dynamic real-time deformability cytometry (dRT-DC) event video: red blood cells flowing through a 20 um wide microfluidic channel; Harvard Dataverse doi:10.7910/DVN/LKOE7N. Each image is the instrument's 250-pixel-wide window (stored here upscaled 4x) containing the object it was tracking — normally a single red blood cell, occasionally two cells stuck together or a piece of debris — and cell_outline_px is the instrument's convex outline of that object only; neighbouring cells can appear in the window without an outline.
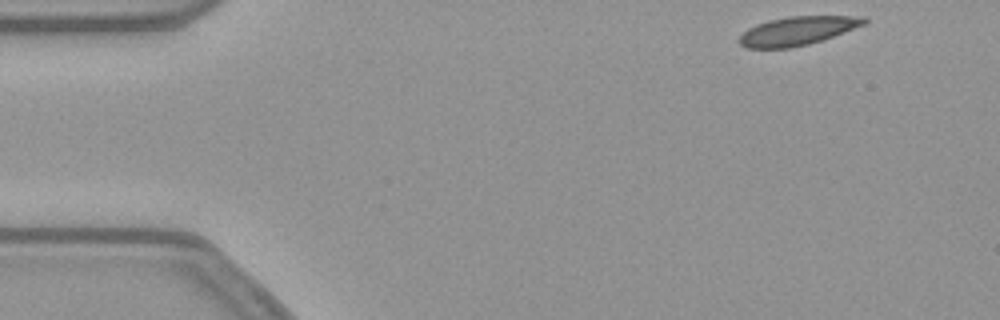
{"species": "common noctule bat (a hibernating species)", "species_latin": "Nyctalus noctula", "temperature_condition": "warm", "stored_images_in_passage": 50, "camera_frame_rate_fps": 3000, "um_per_image_px": 0.085, "animal": {"sex": "female", "body_mass_g": 21.9}, "frame": {"image": 1, "passage_image": 1, "time_ms": 0.0, "image_size_px": [1000, 320], "cell_outline_px": [[868, 20], [864, 24], [844, 32], [808, 44], [792, 48], [744, 48], [736, 40], [748, 28], [756, 24], [768, 20], [788, 16], [868, 16]], "centroid_in_image_um": [67.74, 2.62], "position_along_channel_um": 17.3, "area_um2": 20.87}}
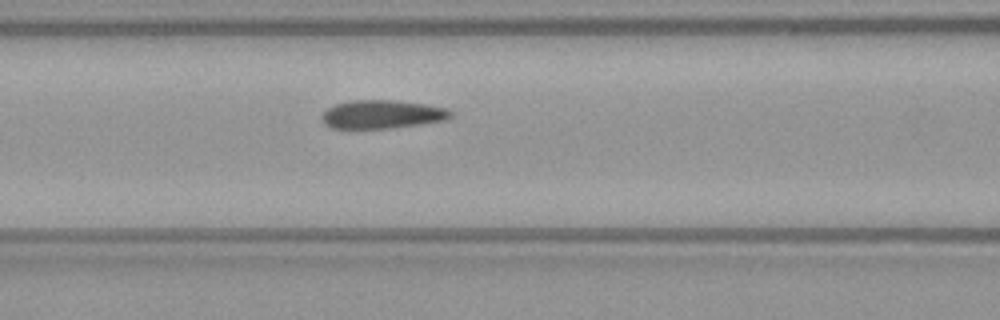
{"frame": {"image": 2, "passage_image": 18, "time_ms": 5.667, "image_size_px": [1000, 320], "cell_outline_px": [[452, 116], [444, 120], [420, 124], [392, 128], [332, 128], [324, 124], [320, 120], [320, 116], [328, 108], [336, 104], [352, 100], [392, 100], [424, 104], [448, 108], [452, 112]], "centroid_in_image_um": [32.45, 9.72], "position_along_channel_um": 134.1, "area_um2": 21.33}}
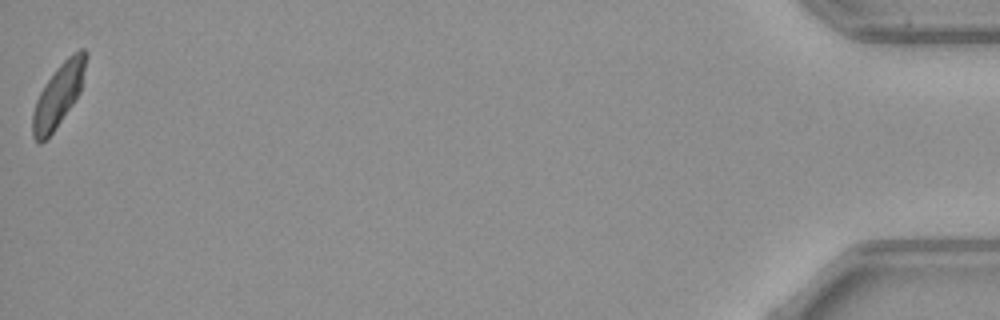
{"frame": {"image": 3, "passage_image": 50, "time_ms": 16.333, "image_size_px": [1000, 320], "cell_outline_px": [[88, 56], [80, 92], [72, 104], [52, 132], [40, 144], [32, 136], [32, 112], [36, 100], [44, 84], [56, 68], [72, 52], [80, 48], [84, 48], [88, 52]], "centroid_in_image_um": [4.97, 8.02], "position_along_channel_um": 430.2, "area_um2": 19.42}, "authors_computed_cell_mechanics": {"area_um2": 21.5883, "velocity_mm_per_s": 3.7762, "shape_relaxation_time_tau1_ms": null, "shape_relaxation_time_tau2_ms": 1.3571, "deformation_change_tau1": null, "deformation_change_tau2": 0.0765}}